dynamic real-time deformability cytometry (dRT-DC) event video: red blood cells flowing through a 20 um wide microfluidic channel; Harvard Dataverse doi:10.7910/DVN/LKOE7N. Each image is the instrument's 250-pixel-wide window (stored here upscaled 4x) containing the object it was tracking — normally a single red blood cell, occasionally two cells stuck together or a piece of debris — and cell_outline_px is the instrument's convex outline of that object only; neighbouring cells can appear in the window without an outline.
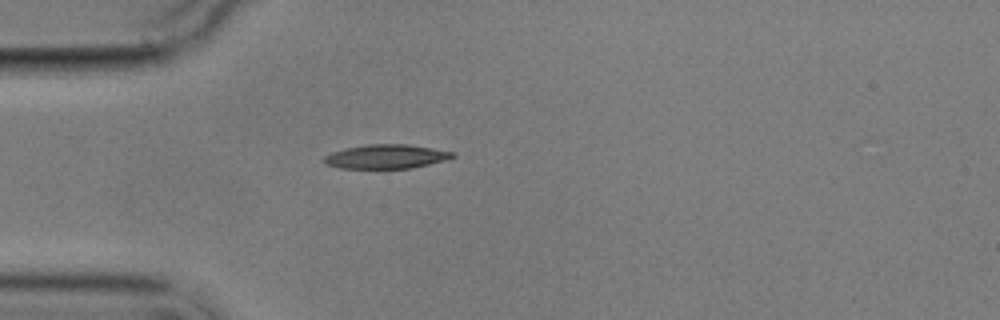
{"species": "common noctule bat (a hibernating species)", "species_latin": "Nyctalus noctula", "temperature_condition": "cold", "stored_images_in_passage": 2, "camera_frame_rate_fps": 3000, "um_per_image_px": 0.085, "animal": {"sex": "male", "body_mass_g": 17.9}, "frame": {"image": 1, "passage_image": 2, "time_ms": 2.333, "image_size_px": [1000, 320], "cell_outline_px": [[456, 156], [444, 160], [412, 168], [340, 168], [324, 164], [320, 160], [324, 156], [332, 152], [348, 148], [368, 144], [408, 144], [456, 152]], "centroid_in_image_um": [32.8, 13.31], "position_along_channel_um": 52.2, "area_um2": 18.03}}